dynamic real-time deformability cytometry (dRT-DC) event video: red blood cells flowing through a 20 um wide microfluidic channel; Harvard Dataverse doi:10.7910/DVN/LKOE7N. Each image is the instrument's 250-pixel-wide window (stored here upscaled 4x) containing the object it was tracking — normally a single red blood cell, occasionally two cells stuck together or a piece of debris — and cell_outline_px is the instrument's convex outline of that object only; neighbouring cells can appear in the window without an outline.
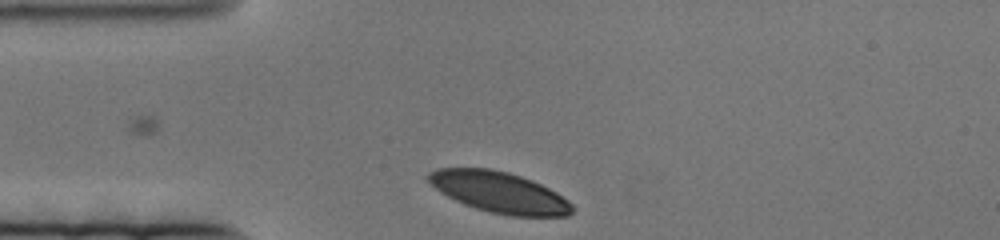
{"species": "human", "species_latin": "Homo sapiens", "temperature_condition": "cold", "stored_images_in_passage": 46, "camera_frame_rate_fps": 3000, "um_per_image_px": 0.085, "donor": {"sex": "female"}, "frame": {"image": 1, "passage_image": 1, "time_ms": 0.0, "image_size_px": [1000, 240], "cell_outline_px": [[572, 212], [568, 216], [512, 216], [488, 212], [464, 204], [440, 192], [428, 180], [428, 172], [436, 168], [492, 168], [508, 172], [532, 180], [556, 192], [568, 200], [572, 204]], "centroid_in_image_um": [42.44, 16.34], "position_along_channel_um": 42.6, "area_um2": 34.16}}
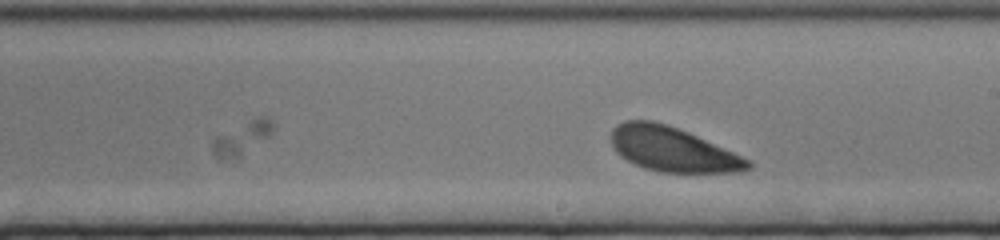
{"frame": {"image": 2, "passage_image": 27, "time_ms": 8.667, "image_size_px": [1000, 240], "cell_outline_px": [[752, 168], [736, 172], [660, 172], [644, 168], [620, 156], [616, 152], [612, 144], [612, 128], [616, 124], [624, 120], [652, 120], [668, 124], [688, 132], [752, 160]], "centroid_in_image_um": [57.17, 12.68], "position_along_channel_um": 231.8, "area_um2": 35.49}}
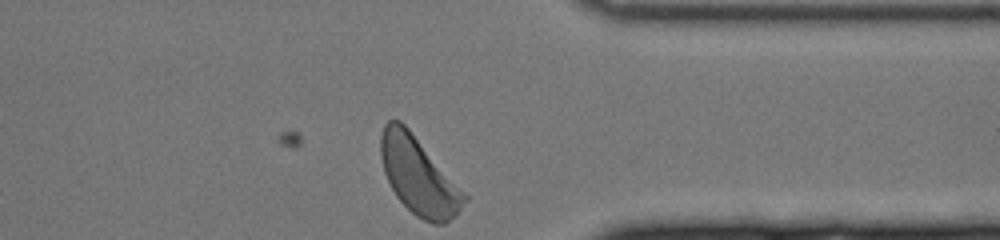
{"frame": {"image": 3, "passage_image": 46, "time_ms": 15.0, "image_size_px": [1000, 240], "cell_outline_px": [[468, 200], [456, 216], [444, 224], [432, 224], [416, 216], [396, 196], [384, 172], [380, 156], [380, 136], [384, 124], [388, 120], [400, 120], [408, 128], [468, 196]], "centroid_in_image_um": [35.58, 14.97], "position_along_channel_um": 375.8, "area_um2": 37.34}}